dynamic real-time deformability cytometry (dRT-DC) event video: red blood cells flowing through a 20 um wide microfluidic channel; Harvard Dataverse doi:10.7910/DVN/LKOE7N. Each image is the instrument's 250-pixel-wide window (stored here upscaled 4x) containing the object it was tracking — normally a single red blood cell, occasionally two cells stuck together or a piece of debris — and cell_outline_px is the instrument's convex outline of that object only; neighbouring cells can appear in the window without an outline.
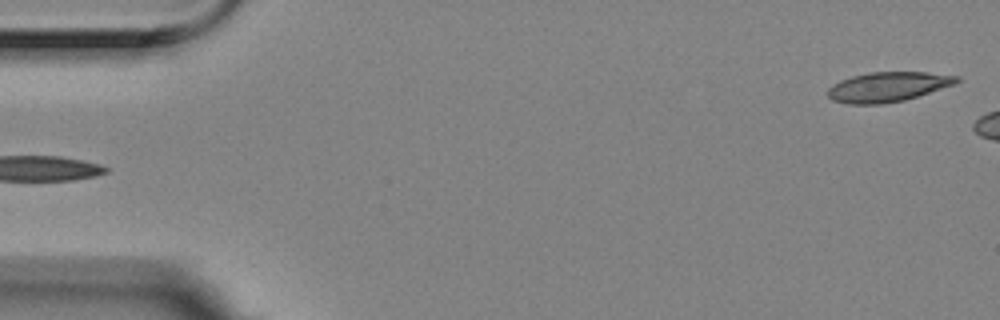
{"species": "Egyptian fruit bat (a non-hibernating species)", "species_latin": "Rousettus aegyptiacus", "temperature_condition": "room temperature", "stored_images_in_passage": 4, "segment_of_instrument_passage": [2, 2], "camera_frame_rate_fps": 3000, "um_per_image_px": 0.085, "animal": {"sex": "female"}, "frame": {"image": 1, "passage_image": 4, "time_ms": 1.0, "image_size_px": [1000, 320], "cell_outline_px": [[960, 80], [956, 84], [904, 100], [884, 104], [848, 104], [832, 100], [828, 96], [828, 88], [832, 84], [840, 80], [852, 76], [868, 72], [924, 72], [960, 76]], "centroid_in_image_um": [75.46, 7.38], "position_along_channel_um": 9.5, "area_um2": 22.43}}